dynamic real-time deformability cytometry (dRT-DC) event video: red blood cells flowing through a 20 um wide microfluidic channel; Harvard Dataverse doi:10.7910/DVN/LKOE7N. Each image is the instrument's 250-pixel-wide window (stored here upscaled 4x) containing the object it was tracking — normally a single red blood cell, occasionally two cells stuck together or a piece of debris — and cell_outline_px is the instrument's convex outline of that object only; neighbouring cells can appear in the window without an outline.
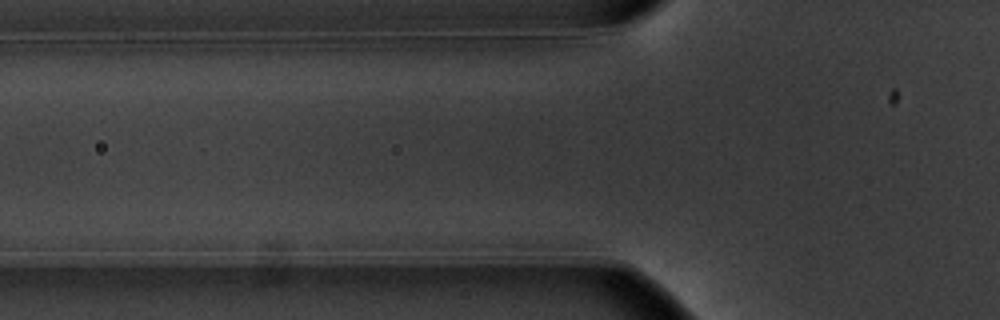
{"species": "common noctule bat (a hibernating species)", "species_latin": "Nyctalus noctula", "temperature_condition": "warm", "stored_images_in_passage": 5, "camera_frame_rate_fps": 3000, "um_per_image_px": 0.085, "animal": {"sex": "male", "body_mass_g": 20.1, "forearm_length_mm": 53.5}, "frame": {"image": 1, "passage_image": 2, "time_ms": 1.333, "image_size_px": [1000, 320], "cell_outline_px": [[724, 304], [716, 304], [664, 264], [656, 252], [664, 248], [684, 256], [708, 268], [720, 284], [724, 292]], "centroid_in_image_um": [58.98, 23.35], "position_along_channel_um": 66.8, "area_um2": 10.64}}